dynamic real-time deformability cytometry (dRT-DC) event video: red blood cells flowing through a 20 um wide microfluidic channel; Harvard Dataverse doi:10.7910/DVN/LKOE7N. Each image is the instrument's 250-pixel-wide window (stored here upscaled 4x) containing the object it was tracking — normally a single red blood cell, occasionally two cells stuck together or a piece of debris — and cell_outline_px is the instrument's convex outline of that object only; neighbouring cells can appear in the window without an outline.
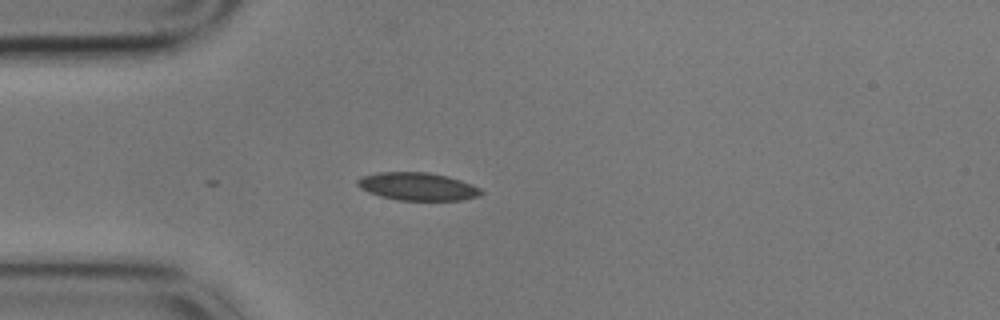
{"species": "common noctule bat (a hibernating species)", "species_latin": "Nyctalus noctula", "temperature_condition": "cold", "stored_images_in_passage": 3, "camera_frame_rate_fps": 3000, "um_per_image_px": 0.085, "animal": {"sex": "male", "body_mass_g": 17.9}, "frame": {"image": 1, "passage_image": 1, "time_ms": 0.0, "image_size_px": [1000, 320], "cell_outline_px": [[484, 192], [480, 196], [460, 200], [396, 200], [380, 196], [368, 192], [360, 188], [356, 184], [356, 180], [360, 176], [376, 172], [428, 172], [448, 176], [472, 184], [480, 188]], "centroid_in_image_um": [35.47, 15.84], "position_along_channel_um": 49.5, "area_um2": 20.29}}